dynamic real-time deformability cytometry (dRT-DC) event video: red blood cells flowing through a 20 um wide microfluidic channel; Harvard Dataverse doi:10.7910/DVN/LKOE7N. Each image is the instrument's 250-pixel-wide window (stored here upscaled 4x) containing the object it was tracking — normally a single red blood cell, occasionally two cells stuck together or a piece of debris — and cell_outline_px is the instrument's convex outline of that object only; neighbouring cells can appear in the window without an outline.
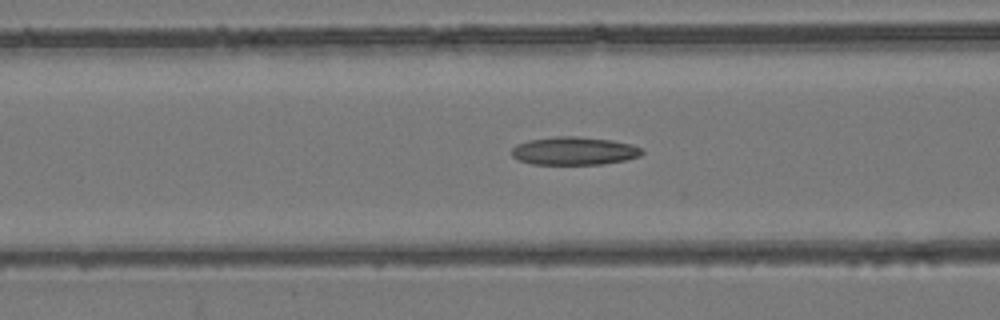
{"species": "common noctule bat (a hibernating species)", "species_latin": "Nyctalus noctula", "temperature_condition": "room temperature", "stored_images_in_passage": 54, "camera_frame_rate_fps": 3000, "um_per_image_px": 0.085, "animal": {"sex": "female", "body_mass_g": 24.6, "forearm_length_mm": 56.2}, "frame": {"image": 1, "passage_image": 22, "time_ms": 7.0, "image_size_px": [1000, 320], "cell_outline_px": [[644, 152], [640, 156], [624, 160], [604, 164], [532, 164], [520, 160], [512, 156], [512, 148], [516, 144], [528, 140], [556, 136], [580, 136], [612, 140], [632, 144], [644, 148]], "centroid_in_image_um": [48.83, 12.82], "position_along_channel_um": 117.8, "area_um2": 21.5}}
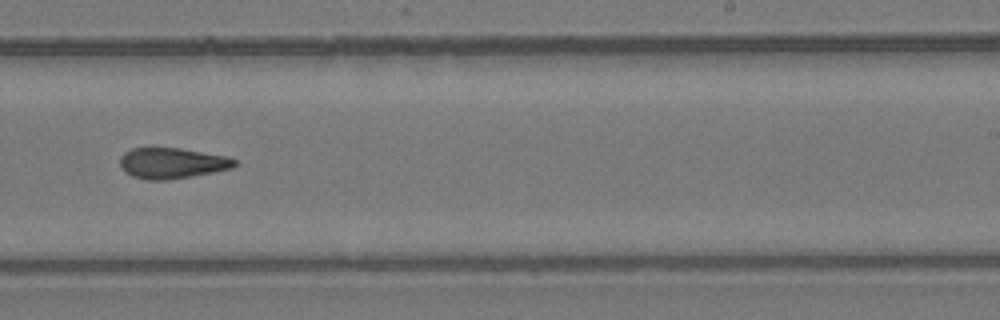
{"frame": {"image": 2, "passage_image": 34, "time_ms": 11.0, "image_size_px": [1000, 320], "cell_outline_px": [[240, 164], [232, 168], [212, 172], [168, 180], [148, 180], [132, 176], [124, 172], [120, 164], [120, 156], [124, 152], [132, 148], [180, 148], [228, 156], [236, 160]], "centroid_in_image_um": [14.63, 13.86], "position_along_channel_um": 274.4, "area_um2": 20.63}}
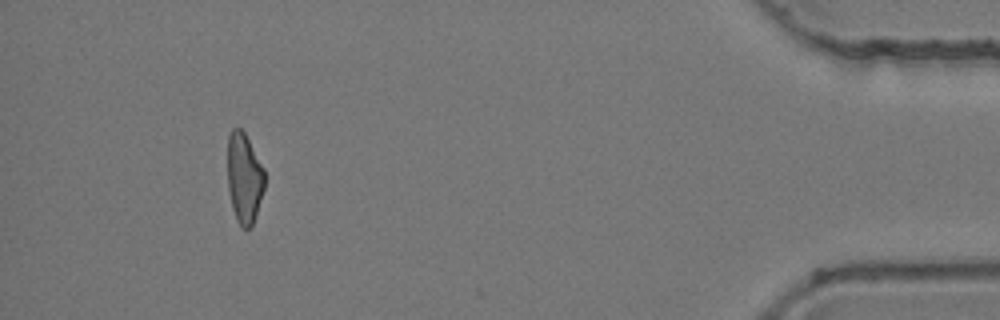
{"frame": {"image": 3, "passage_image": 50, "time_ms": 16.333, "image_size_px": [1000, 320], "cell_outline_px": [[264, 188], [252, 228], [240, 228], [236, 220], [232, 208], [228, 188], [228, 136], [232, 128], [240, 128], [244, 132], [264, 168]], "centroid_in_image_um": [20.75, 15.17], "position_along_channel_um": 414.4, "area_um2": 19.54}, "authors_computed_cell_mechanics": {"area_um2": 20.7791, "velocity_mm_per_s": 3.9207, "shape_relaxation_time_tau1_ms": null, "shape_relaxation_time_tau2_ms": 4.3286, "deformation_change_tau1": null, "deformation_change_tau2": 0.1392}}